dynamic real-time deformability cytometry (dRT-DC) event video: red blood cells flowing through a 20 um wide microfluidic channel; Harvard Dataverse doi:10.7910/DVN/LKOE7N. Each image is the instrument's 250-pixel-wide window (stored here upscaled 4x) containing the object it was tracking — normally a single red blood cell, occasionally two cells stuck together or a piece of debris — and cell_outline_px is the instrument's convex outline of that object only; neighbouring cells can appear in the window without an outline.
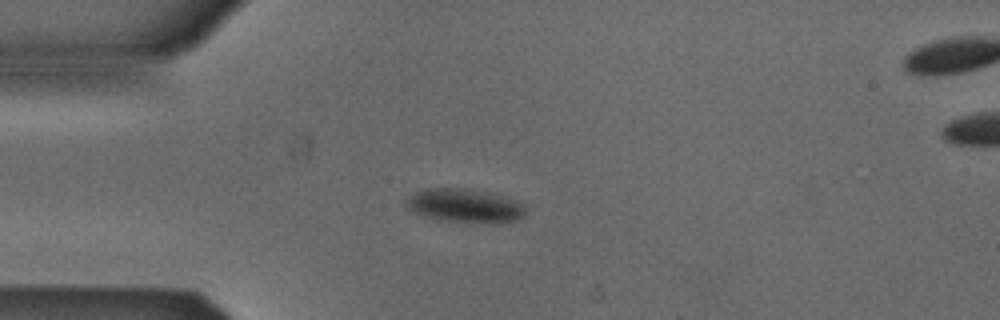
{"species": "Egyptian fruit bat (a non-hibernating species)", "species_latin": "Rousettus aegyptiacus", "temperature_condition": "cold", "stored_images_in_passage": 52, "camera_frame_rate_fps": 3000, "um_per_image_px": 0.085, "animal": {"sex": "male"}, "frame": {"image": 1, "passage_image": 13, "time_ms": 4.0, "image_size_px": [1000, 320], "cell_outline_px": [[528, 208], [524, 216], [516, 220], [496, 224], [488, 224], [436, 220], [412, 212], [404, 204], [408, 196], [416, 192], [428, 188], [460, 188], [488, 192], [516, 200], [524, 204]], "centroid_in_image_um": [39.53, 17.51], "position_along_channel_um": 45.5, "area_um2": 23.99}}
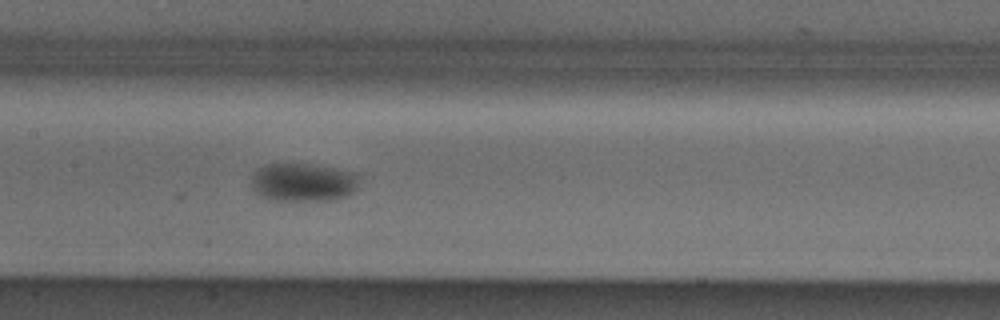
{"frame": {"image": 2, "passage_image": 25, "time_ms": 8.0, "image_size_px": [1000, 320], "cell_outline_px": [[360, 180], [356, 188], [348, 196], [336, 200], [268, 200], [260, 196], [252, 188], [252, 180], [256, 172], [260, 168], [268, 164], [304, 164], [360, 172]], "centroid_in_image_um": [25.84, 15.51], "position_along_channel_um": 181.6, "area_um2": 24.16}}
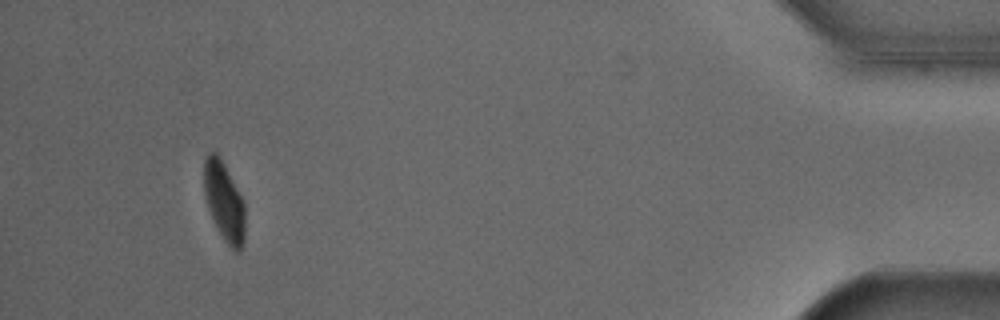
{"frame": {"image": 3, "passage_image": 49, "time_ms": 16.0, "image_size_px": [1000, 320], "cell_outline_px": [[244, 244], [240, 252], [236, 252], [224, 240], [216, 228], [208, 208], [204, 192], [204, 156], [208, 152], [216, 152], [220, 156], [244, 200]], "centroid_in_image_um": [19.05, 17.11], "position_along_channel_um": 416.2, "area_um2": 19.13}, "authors_computed_cell_mechanics": {"area_um2": 21.9062, "velocity_mm_per_s": 3.8523, "shape_relaxation_time_tau1_ms": 5.3485, "shape_relaxation_time_tau2_ms": null, "deformation_change_tau1": 0.1322, "deformation_change_tau2": null}}